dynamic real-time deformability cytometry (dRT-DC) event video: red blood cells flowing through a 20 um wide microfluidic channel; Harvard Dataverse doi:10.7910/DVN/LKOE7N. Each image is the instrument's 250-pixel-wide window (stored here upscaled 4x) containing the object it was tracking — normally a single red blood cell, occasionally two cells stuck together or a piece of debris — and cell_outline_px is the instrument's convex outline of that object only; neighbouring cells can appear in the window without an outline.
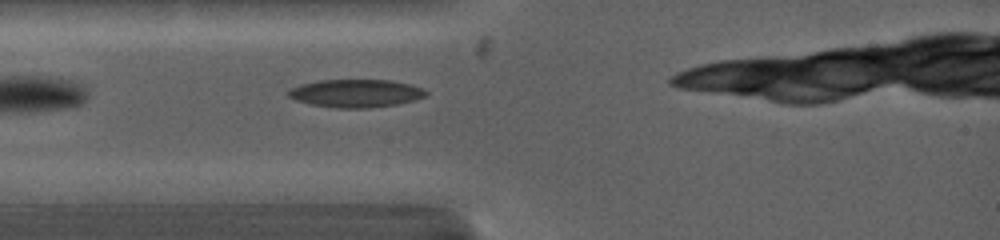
{"species": "common noctule bat (a hibernating species)", "species_latin": "Nyctalus noctula", "temperature_condition": "warm", "stored_images_in_passage": 9, "camera_frame_rate_fps": 5000, "um_per_image_px": 0.085, "animal": {"sex": "female", "body_mass_g": 19.0, "forearm_length_mm": 53.3}, "frame": {"image": 1, "passage_image": 1, "time_ms": 0.0, "image_size_px": [1000, 240], "cell_outline_px": [[428, 96], [396, 104], [368, 108], [336, 108], [312, 104], [296, 100], [288, 96], [288, 92], [292, 88], [300, 84], [316, 80], [392, 80], [424, 88], [428, 92]], "centroid_in_image_um": [30.26, 7.92], "position_along_channel_um": 54.7, "area_um2": 22.37}}